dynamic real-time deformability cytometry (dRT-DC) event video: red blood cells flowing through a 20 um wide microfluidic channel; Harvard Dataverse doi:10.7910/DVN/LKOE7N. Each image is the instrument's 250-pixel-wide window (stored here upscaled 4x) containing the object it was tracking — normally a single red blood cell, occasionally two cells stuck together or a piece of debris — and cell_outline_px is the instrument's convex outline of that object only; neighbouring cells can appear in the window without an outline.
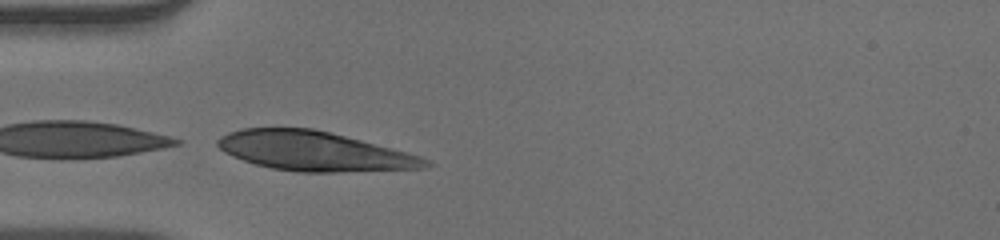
{"species": "human", "species_latin": "Homo sapiens", "temperature_condition": "warm", "stored_images_in_passage": 10, "camera_frame_rate_fps": 3000, "um_per_image_px": 0.085, "donor": {"sex": "male"}, "frame": {"image": 1, "passage_image": 10, "time_ms": 3.0, "image_size_px": [1000, 240], "cell_outline_px": [[436, 164], [424, 168], [336, 172], [296, 172], [272, 168], [256, 164], [232, 156], [224, 152], [216, 144], [216, 140], [220, 136], [228, 132], [244, 128], [312, 128], [408, 152], [432, 160]], "centroid_in_image_um": [26.72, 12.86], "position_along_channel_um": 58.3, "area_um2": 47.57}}